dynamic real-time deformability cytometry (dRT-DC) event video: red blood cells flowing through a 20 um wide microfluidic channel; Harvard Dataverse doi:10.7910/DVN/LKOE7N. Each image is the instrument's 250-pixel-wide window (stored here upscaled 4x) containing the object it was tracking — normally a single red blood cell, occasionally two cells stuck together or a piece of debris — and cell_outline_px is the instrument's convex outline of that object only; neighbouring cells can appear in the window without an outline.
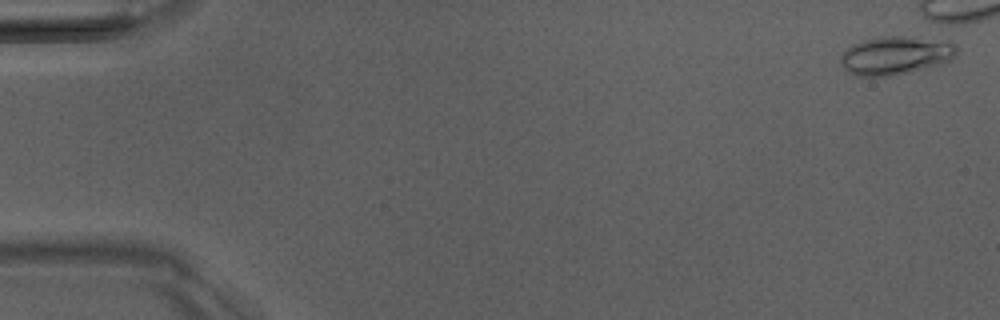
{"species": "Egyptian fruit bat (a non-hibernating species)", "species_latin": "Rousettus aegyptiacus", "temperature_condition": "room temperature", "stored_images_in_passage": 3, "camera_frame_rate_fps": 3000, "um_per_image_px": 0.085, "animal": {"sex": "male"}, "frame": {"image": 1, "passage_image": 1, "time_ms": 0.0, "image_size_px": [1000, 320], "cell_outline_px": [[956, 56], [940, 64], [908, 72], [888, 76], [856, 76], [848, 72], [844, 68], [840, 60], [840, 56], [852, 44], [868, 40], [888, 36], [900, 36], [952, 40], [956, 44]], "centroid_in_image_um": [76.15, 4.7], "position_along_channel_um": 8.8, "area_um2": 25.78}}